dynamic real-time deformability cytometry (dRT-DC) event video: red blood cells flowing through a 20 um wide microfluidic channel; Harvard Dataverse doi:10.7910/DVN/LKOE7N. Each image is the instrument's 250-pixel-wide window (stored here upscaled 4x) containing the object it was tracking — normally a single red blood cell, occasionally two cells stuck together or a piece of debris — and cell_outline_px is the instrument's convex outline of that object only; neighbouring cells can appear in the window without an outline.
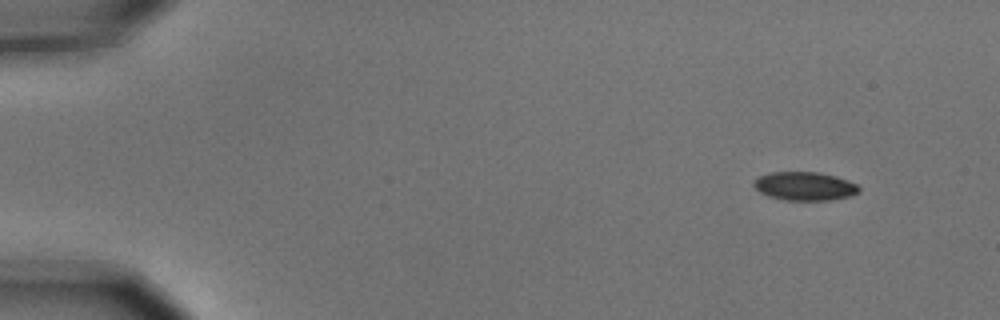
{"species": "common noctule bat (a hibernating species)", "species_latin": "Nyctalus noctula", "temperature_condition": "cold", "stored_images_in_passage": 5, "camera_frame_rate_fps": 3000, "um_per_image_px": 0.085, "animal": {"sex": "male", "body_mass_g": 15.6}, "frame": {"image": 1, "passage_image": 1, "time_ms": 0.0, "image_size_px": [1000, 320], "cell_outline_px": [[860, 192], [848, 196], [828, 200], [784, 200], [768, 196], [760, 192], [752, 184], [760, 176], [772, 172], [820, 172], [836, 176], [848, 180], [856, 184], [860, 188]], "centroid_in_image_um": [68.41, 15.82], "position_along_channel_um": 16.6, "area_um2": 17.4}}
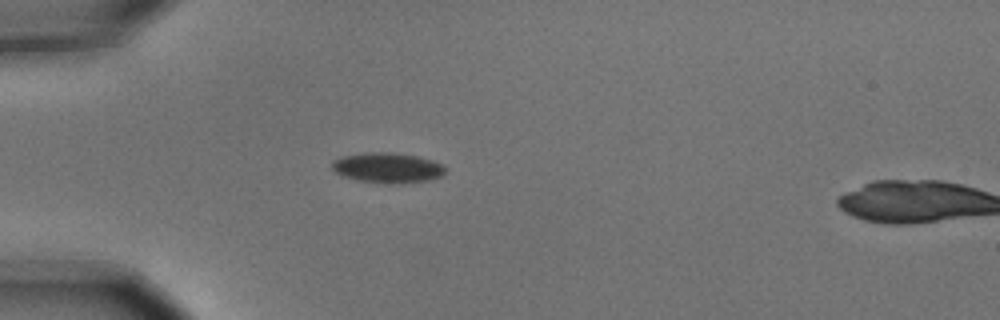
{"frame": {"image": 2, "passage_image": 4, "time_ms": 1.0, "image_size_px": [1000, 320], "cell_outline_px": [[444, 172], [440, 176], [428, 180], [400, 184], [396, 184], [356, 180], [344, 176], [336, 172], [332, 168], [332, 160], [340, 156], [364, 152], [392, 152], [416, 156], [432, 160], [440, 164], [444, 168]], "centroid_in_image_um": [32.89, 14.25], "position_along_channel_um": 52.1, "area_um2": 19.88}}